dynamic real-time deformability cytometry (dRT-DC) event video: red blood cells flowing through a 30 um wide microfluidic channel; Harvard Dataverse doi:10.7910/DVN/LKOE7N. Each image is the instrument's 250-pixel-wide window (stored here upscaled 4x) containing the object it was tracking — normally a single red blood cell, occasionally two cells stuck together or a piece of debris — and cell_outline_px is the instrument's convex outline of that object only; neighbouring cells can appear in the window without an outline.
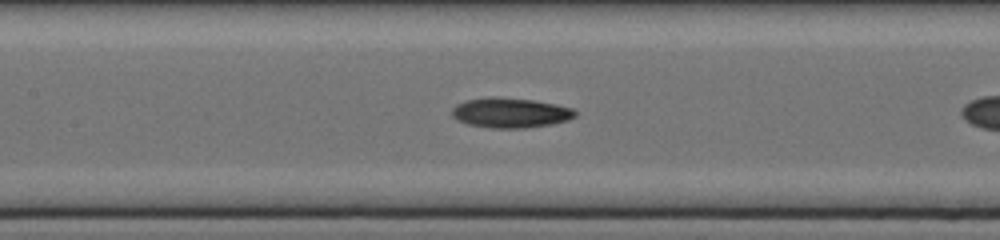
{"species": "common noctule bat (a hibernating species)", "species_latin": "Nyctalus noctula", "temperature_condition": "cold", "stored_images_in_passage": 10, "camera_frame_rate_fps": 3000, "um_per_image_px": 0.085, "animal": {"sex": "female", "body_mass_g": 17.0, "forearm_length_mm": 48.0}, "frame": {"image": 1, "passage_image": 9, "time_ms": 2.667, "image_size_px": [1000, 240], "cell_outline_px": [[576, 116], [568, 120], [552, 124], [524, 128], [492, 128], [468, 124], [456, 120], [452, 116], [452, 108], [456, 104], [468, 100], [492, 96], [532, 100], [556, 104], [572, 108], [576, 112]], "centroid_in_image_um": [43.37, 9.59], "position_along_channel_um": 164.0, "area_um2": 21.5}}